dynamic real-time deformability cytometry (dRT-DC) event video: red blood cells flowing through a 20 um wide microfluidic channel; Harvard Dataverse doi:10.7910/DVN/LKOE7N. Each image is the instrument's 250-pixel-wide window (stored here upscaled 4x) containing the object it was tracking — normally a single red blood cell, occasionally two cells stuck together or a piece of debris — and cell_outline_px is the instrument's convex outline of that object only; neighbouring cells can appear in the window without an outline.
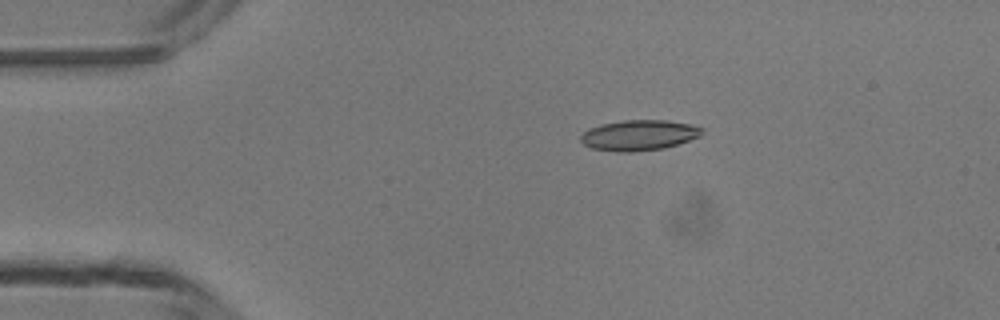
{"species": "common noctule bat (a hibernating species)", "species_latin": "Nyctalus noctula", "temperature_condition": "room temperature", "stored_images_in_passage": 4, "camera_frame_rate_fps": 3000, "um_per_image_px": 0.085, "animal": {"sex": "male", "body_mass_g": 13.3}, "frame": {"image": 1, "passage_image": 3, "time_ms": 2.333, "image_size_px": [1000, 320], "cell_outline_px": [[704, 132], [700, 136], [664, 148], [632, 152], [616, 152], [592, 148], [584, 144], [580, 140], [580, 136], [588, 128], [600, 124], [624, 120], [664, 120], [692, 124], [704, 128]], "centroid_in_image_um": [54.31, 11.49], "position_along_channel_um": 30.7, "area_um2": 21.62}}